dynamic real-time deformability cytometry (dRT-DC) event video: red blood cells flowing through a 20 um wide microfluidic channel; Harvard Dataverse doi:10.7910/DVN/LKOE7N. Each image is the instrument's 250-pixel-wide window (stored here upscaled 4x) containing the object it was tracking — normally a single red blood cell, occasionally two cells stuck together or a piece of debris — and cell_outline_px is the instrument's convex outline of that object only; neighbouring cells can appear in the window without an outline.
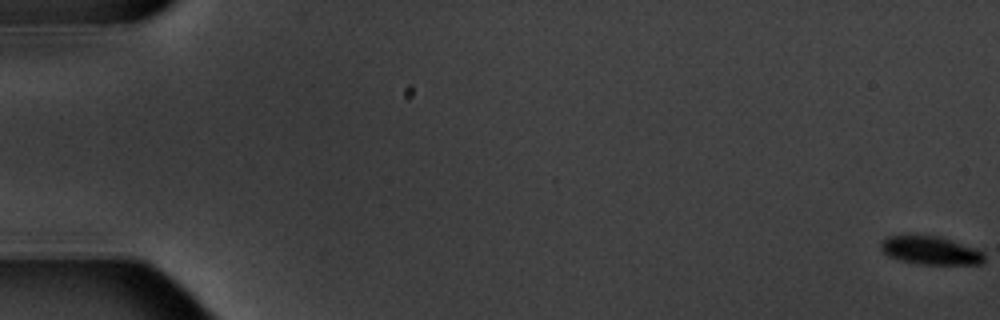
{"species": "common noctule bat (a hibernating species)", "species_latin": "Nyctalus noctula", "temperature_condition": "warm", "stored_images_in_passage": 8, "camera_frame_rate_fps": 3000, "um_per_image_px": 0.085, "animal": {"sex": "male", "body_mass_g": 20.1, "forearm_length_mm": 53.5}, "frame": {"image": 1, "passage_image": 1, "time_ms": 0.0, "image_size_px": [1000, 320], "cell_outline_px": [[984, 260], [980, 264], [916, 264], [900, 260], [888, 256], [880, 248], [880, 240], [888, 236], [940, 236], [976, 248], [984, 252]], "centroid_in_image_um": [79.09, 21.29], "position_along_channel_um": 5.9, "area_um2": 17.05}}
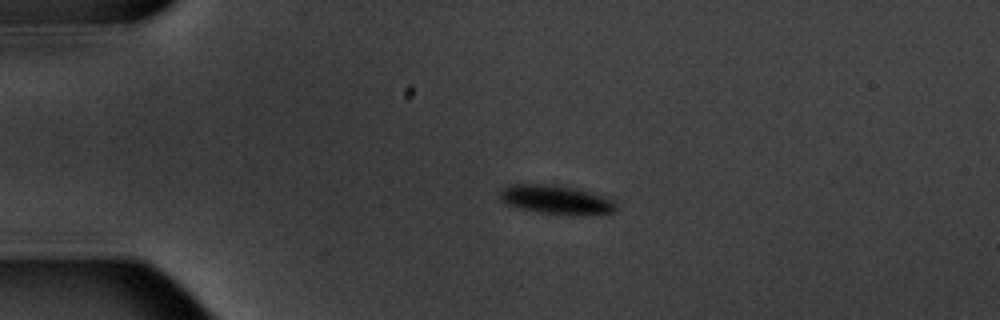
{"frame": {"image": 2, "passage_image": 5, "time_ms": 4.667, "image_size_px": [1000, 320], "cell_outline_px": [[616, 212], [584, 216], [576, 216], [540, 212], [520, 208], [504, 204], [500, 200], [500, 192], [504, 188], [512, 184], [548, 184], [576, 188], [604, 196], [612, 200], [616, 204]], "centroid_in_image_um": [47.3, 16.99], "position_along_channel_um": 37.7, "area_um2": 19.77}}
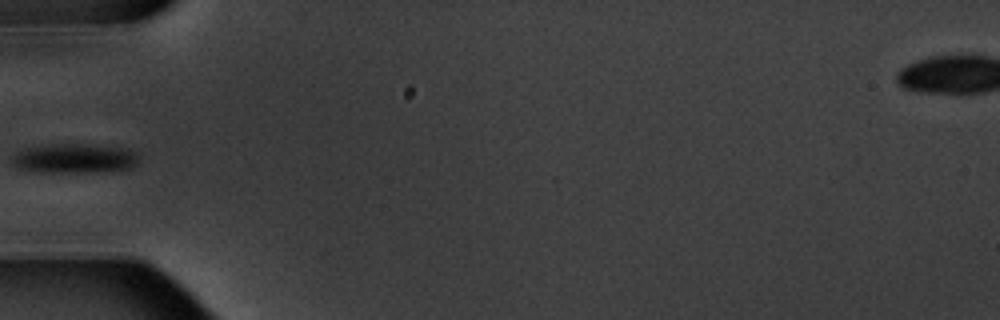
{"frame": {"image": 3, "passage_image": 7, "time_ms": 7.0, "image_size_px": [1000, 320], "cell_outline_px": [[140, 160], [132, 168], [116, 172], [40, 172], [20, 168], [12, 164], [12, 156], [16, 152], [28, 148], [52, 144], [92, 144], [128, 148], [136, 152], [140, 156]], "centroid_in_image_um": [6.45, 13.47], "position_along_channel_um": 78.6, "area_um2": 22.25}}